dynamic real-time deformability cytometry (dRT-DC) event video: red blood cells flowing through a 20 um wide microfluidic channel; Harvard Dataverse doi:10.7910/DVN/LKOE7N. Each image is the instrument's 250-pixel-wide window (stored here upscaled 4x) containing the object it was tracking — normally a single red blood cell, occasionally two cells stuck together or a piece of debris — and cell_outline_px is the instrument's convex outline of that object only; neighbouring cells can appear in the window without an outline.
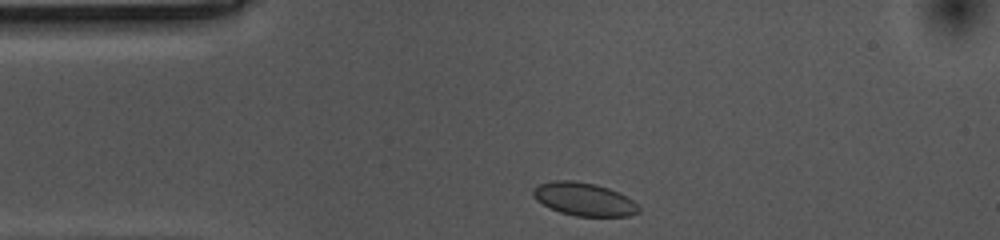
{"species": "common noctule bat (a hibernating species)", "species_latin": "Nyctalus noctula", "temperature_condition": "cold", "stored_images_in_passage": 33, "camera_frame_rate_fps": 3000, "um_per_image_px": 0.085, "animal": {"sex": "female", "body_mass_g": 10.0, "forearm_length_mm": 53.1}, "frame": {"image": 1, "passage_image": 1, "time_ms": 0.0, "image_size_px": [1000, 240], "cell_outline_px": [[640, 212], [628, 216], [576, 216], [560, 212], [536, 200], [532, 196], [532, 188], [540, 184], [552, 180], [572, 180], [596, 184], [608, 188], [632, 200], [640, 208]], "centroid_in_image_um": [49.61, 16.92], "position_along_channel_um": 35.4, "area_um2": 20.23}}
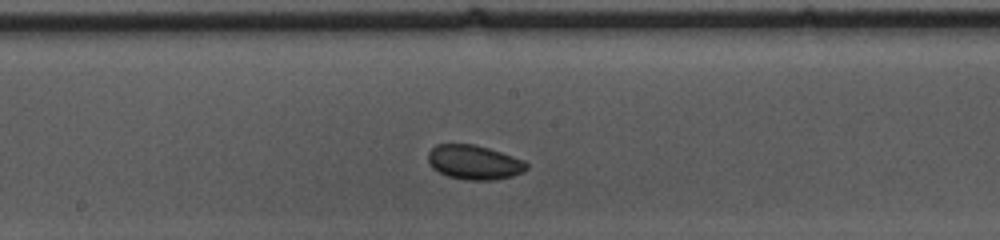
{"frame": {"image": 2, "passage_image": 18, "time_ms": 5.667, "image_size_px": [1000, 240], "cell_outline_px": [[528, 168], [524, 172], [512, 176], [492, 180], [464, 180], [448, 176], [432, 168], [428, 160], [428, 152], [436, 144], [476, 144], [524, 160], [528, 164]], "centroid_in_image_um": [40.3, 13.8], "position_along_channel_um": 207.9, "area_um2": 19.77}}
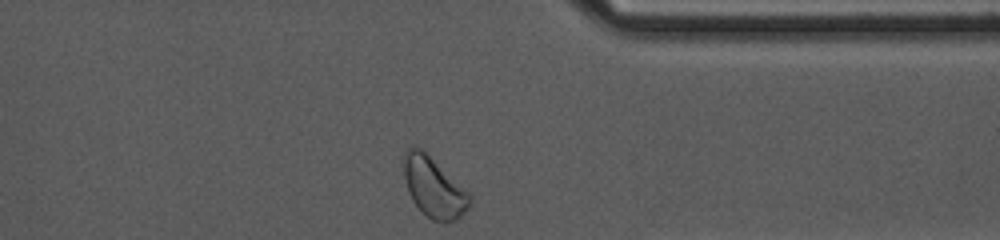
{"frame": {"image": 3, "passage_image": 33, "time_ms": 10.667, "image_size_px": [1000, 240], "cell_outline_px": [[472, 204], [456, 220], [444, 224], [432, 220], [412, 200], [408, 192], [404, 176], [404, 152], [412, 144], [416, 144], [468, 192], [472, 196]], "centroid_in_image_um": [36.87, 15.93], "position_along_channel_um": 374.5, "area_um2": 22.89}}